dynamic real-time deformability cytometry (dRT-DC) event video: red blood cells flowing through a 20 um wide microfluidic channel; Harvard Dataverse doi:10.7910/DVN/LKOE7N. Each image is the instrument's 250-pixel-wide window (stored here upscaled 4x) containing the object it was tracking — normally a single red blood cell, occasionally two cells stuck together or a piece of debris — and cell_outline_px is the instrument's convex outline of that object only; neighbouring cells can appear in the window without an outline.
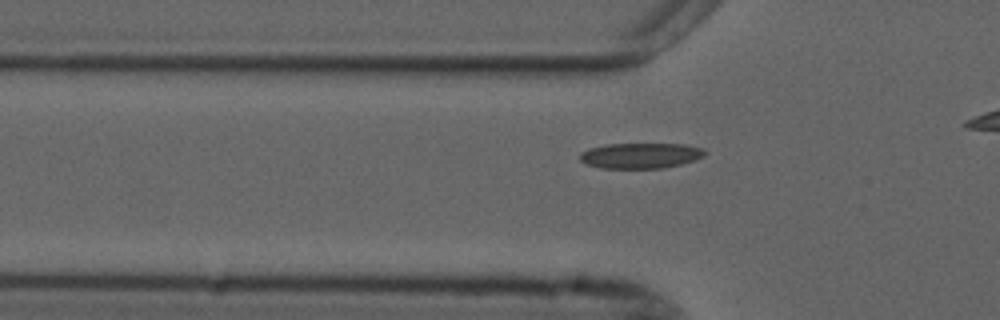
{"species": "common noctule bat (a hibernating species)", "species_latin": "Nyctalus noctula", "temperature_condition": "cold", "stored_images_in_passage": 31, "camera_frame_rate_fps": 3000, "um_per_image_px": 0.085, "animal": {"sex": "male", "forearm_length_mm": 52.5}, "frame": {"image": 1, "passage_image": 4, "time_ms": 1.0, "image_size_px": [1000, 320], "cell_outline_px": [[708, 152], [704, 156], [696, 160], [664, 168], [600, 168], [588, 164], [580, 160], [580, 152], [588, 148], [608, 144], [684, 144], [704, 148]], "centroid_in_image_um": [54.48, 13.22], "position_along_channel_um": 71.3, "area_um2": 18.67}}
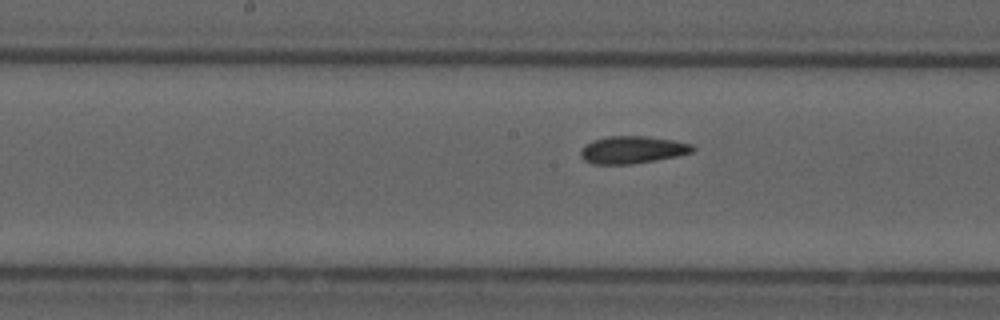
{"frame": {"image": 2, "passage_image": 14, "time_ms": 4.333, "image_size_px": [1000, 320], "cell_outline_px": [[696, 148], [692, 152], [676, 156], [656, 160], [632, 164], [592, 164], [584, 160], [580, 156], [580, 152], [592, 140], [608, 136], [648, 136], [672, 140], [692, 144]], "centroid_in_image_um": [53.76, 12.73], "position_along_channel_um": 194.4, "area_um2": 17.8}}
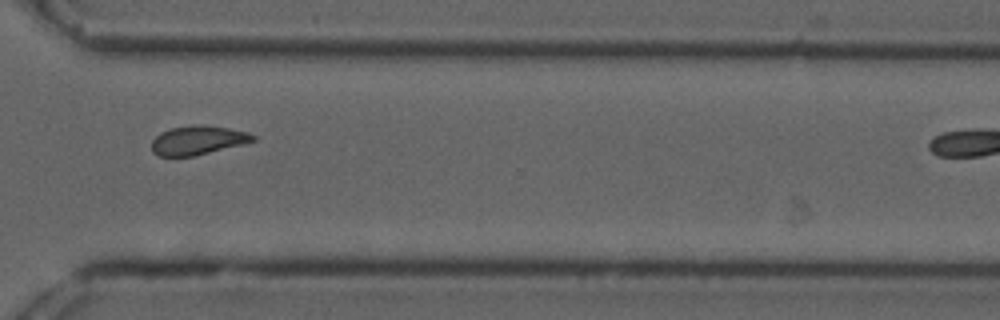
{"frame": {"image": 3, "passage_image": 27, "time_ms": 8.667, "image_size_px": [1000, 320], "cell_outline_px": [[256, 140], [192, 156], [156, 156], [152, 152], [152, 140], [160, 132], [172, 128], [200, 124], [204, 124], [228, 128], [248, 132], [256, 136]], "centroid_in_image_um": [16.78, 11.91], "position_along_channel_um": 353.8, "area_um2": 16.88}}